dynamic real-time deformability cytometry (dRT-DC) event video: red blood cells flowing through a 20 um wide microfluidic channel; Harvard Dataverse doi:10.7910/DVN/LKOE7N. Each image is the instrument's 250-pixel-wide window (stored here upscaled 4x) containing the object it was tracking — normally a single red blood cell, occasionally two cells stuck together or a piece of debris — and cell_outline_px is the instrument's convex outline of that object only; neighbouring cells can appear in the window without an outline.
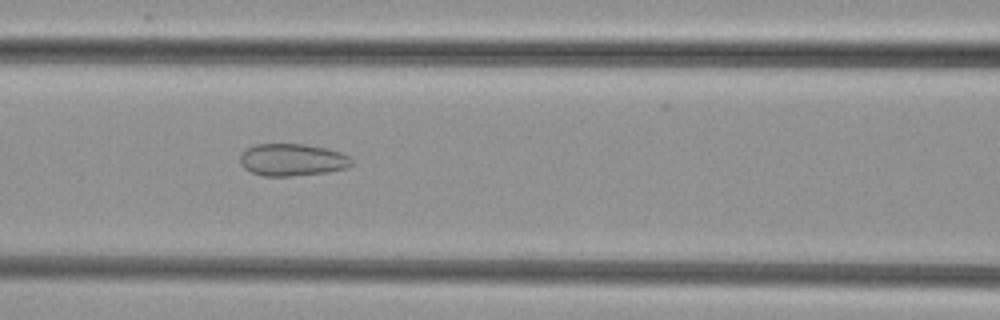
{"species": "common noctule bat (a hibernating species)", "species_latin": "Nyctalus noctula", "temperature_condition": "cold", "stored_images_in_passage": 48, "camera_frame_rate_fps": 3000, "um_per_image_px": 0.085, "animal": {"sex": "female", "body_mass_g": 29.2, "forearm_length_mm": 56.3}, "frame": {"image": 1, "passage_image": 19, "time_ms": 6.0, "image_size_px": [1000, 320], "cell_outline_px": [[352, 164], [348, 168], [328, 172], [292, 176], [264, 176], [252, 172], [244, 168], [240, 164], [240, 156], [248, 148], [256, 144], [304, 144], [328, 148], [352, 156]], "centroid_in_image_um": [24.89, 13.58], "position_along_channel_um": 141.7, "area_um2": 21.1}}
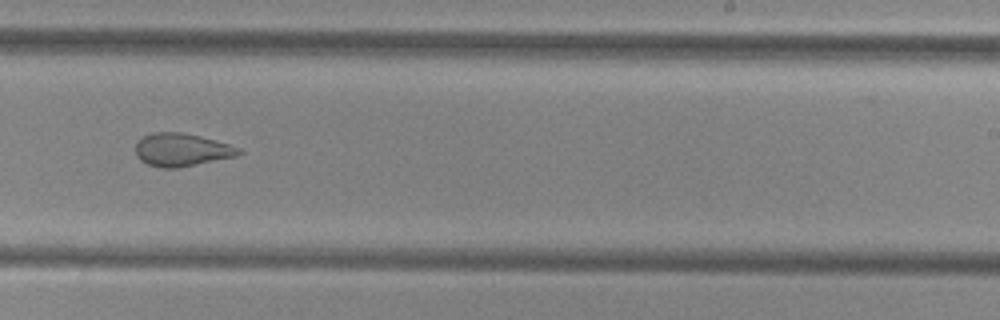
{"frame": {"image": 2, "passage_image": 29, "time_ms": 9.333, "image_size_px": [1000, 320], "cell_outline_px": [[244, 152], [236, 156], [180, 168], [160, 168], [148, 164], [140, 160], [136, 156], [136, 144], [144, 136], [152, 132], [180, 132], [200, 136], [216, 140], [240, 148]], "centroid_in_image_um": [15.45, 12.74], "position_along_channel_um": 273.6, "area_um2": 19.88}}
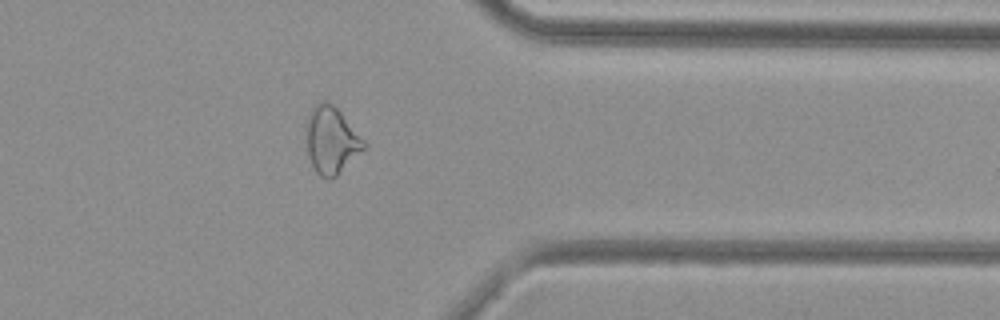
{"frame": {"image": 3, "passage_image": 38, "time_ms": 12.333, "image_size_px": [1000, 320], "cell_outline_px": [[368, 144], [336, 176], [320, 176], [312, 168], [308, 152], [304, 124], [312, 108], [320, 100], [324, 100], [332, 104], [340, 112]], "centroid_in_image_um": [28.13, 11.88], "position_along_channel_um": 383.3, "area_um2": 22.25}}